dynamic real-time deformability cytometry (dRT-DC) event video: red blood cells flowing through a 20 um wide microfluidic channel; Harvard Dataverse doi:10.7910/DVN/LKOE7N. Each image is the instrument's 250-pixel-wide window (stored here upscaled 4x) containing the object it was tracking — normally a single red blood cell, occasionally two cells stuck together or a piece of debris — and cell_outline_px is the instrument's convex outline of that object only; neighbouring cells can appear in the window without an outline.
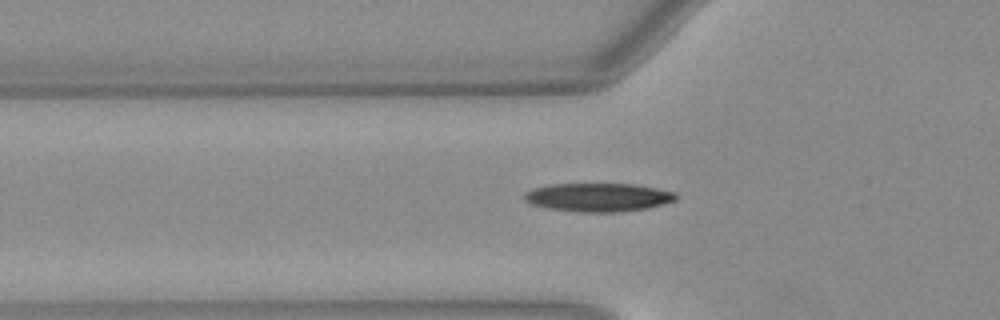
{"species": "Egyptian fruit bat (a non-hibernating species)", "species_latin": "Rousettus aegyptiacus", "temperature_condition": "warm", "stored_images_in_passage": 38, "camera_frame_rate_fps": 3000, "um_per_image_px": 0.085, "animal": {"sex": "female"}, "frame": {"image": 1, "passage_image": 6, "time_ms": 1.667, "image_size_px": [1000, 320], "cell_outline_px": [[676, 200], [648, 208], [616, 212], [580, 212], [548, 208], [532, 204], [524, 200], [524, 192], [532, 188], [548, 184], [636, 184], [676, 192]], "centroid_in_image_um": [50.83, 16.76], "position_along_channel_um": 75.0, "area_um2": 25.2}}
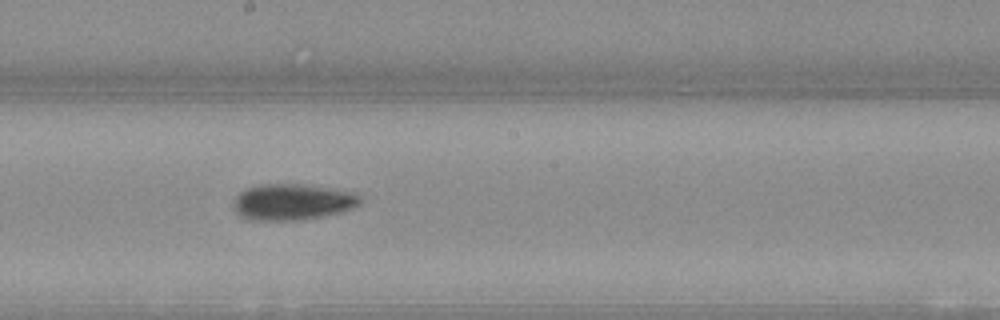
{"frame": {"image": 2, "passage_image": 17, "time_ms": 5.333, "image_size_px": [1000, 320], "cell_outline_px": [[360, 204], [352, 208], [340, 212], [324, 216], [304, 220], [252, 220], [240, 216], [236, 212], [236, 196], [240, 192], [256, 184], [304, 184], [356, 192], [360, 196]], "centroid_in_image_um": [24.9, 17.16], "position_along_channel_um": 223.3, "area_um2": 26.7}}
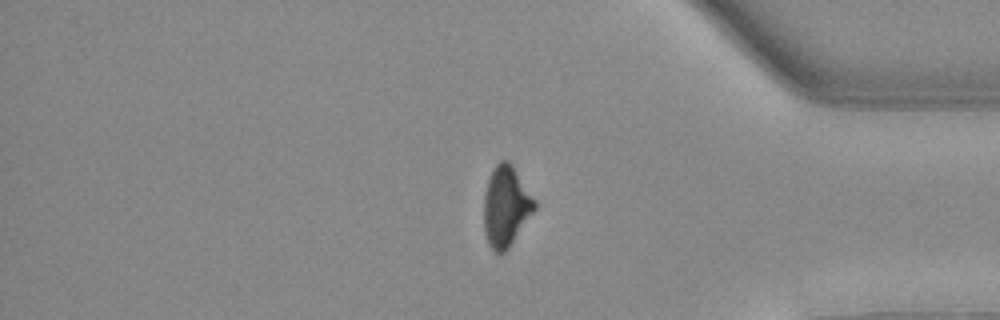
{"frame": {"image": 3, "passage_image": 31, "time_ms": 10.0, "image_size_px": [1000, 320], "cell_outline_px": [[536, 208], [508, 248], [504, 252], [496, 252], [488, 244], [484, 232], [484, 196], [488, 180], [492, 168], [500, 160], [508, 160], [512, 164], [536, 200]], "centroid_in_image_um": [43.0, 17.5], "position_along_channel_um": 392.2, "area_um2": 23.7}}